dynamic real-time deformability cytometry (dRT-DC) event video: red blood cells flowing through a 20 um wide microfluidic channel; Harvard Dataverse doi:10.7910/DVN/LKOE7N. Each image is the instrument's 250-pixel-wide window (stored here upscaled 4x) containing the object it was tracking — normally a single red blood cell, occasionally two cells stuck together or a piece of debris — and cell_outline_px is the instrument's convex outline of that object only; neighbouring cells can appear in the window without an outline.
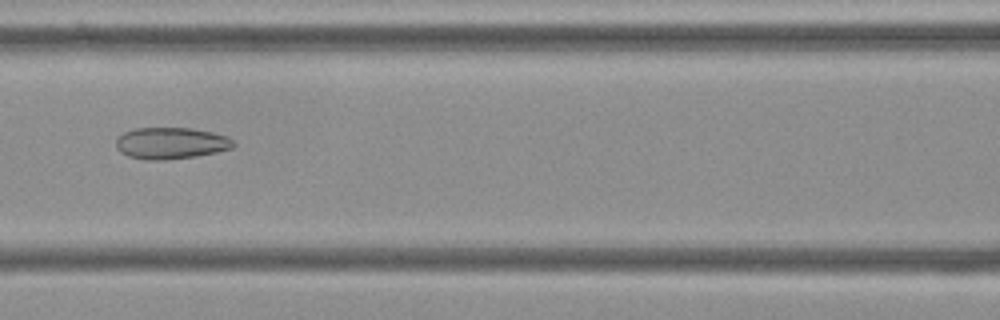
{"species": "Egyptian fruit bat (a non-hibernating species)", "species_latin": "Rousettus aegyptiacus", "temperature_condition": "cold", "stored_images_in_passage": 45, "camera_frame_rate_fps": 3000, "um_per_image_px": 0.085, "frame": {"image": 1, "passage_image": 14, "time_ms": 4.333, "image_size_px": [1000, 320], "cell_outline_px": [[236, 144], [232, 148], [216, 152], [196, 156], [164, 160], [148, 160], [128, 156], [120, 152], [116, 148], [116, 140], [124, 132], [136, 128], [192, 128], [212, 132], [228, 136]], "centroid_in_image_um": [14.53, 12.17], "position_along_channel_um": 152.1, "area_um2": 21.62}}
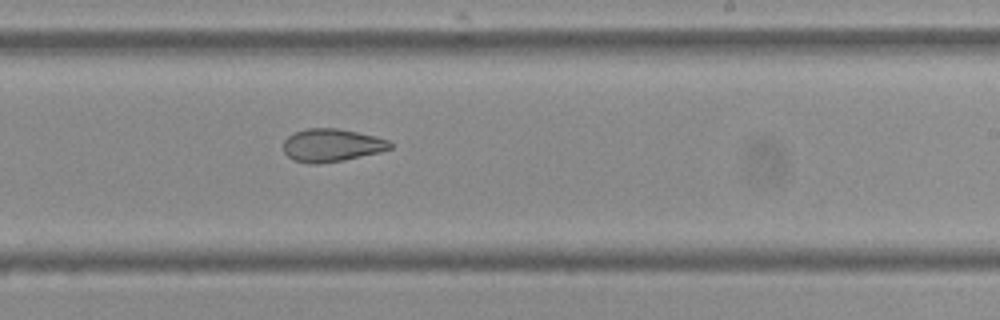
{"frame": {"image": 2, "passage_image": 23, "time_ms": 7.333, "image_size_px": [1000, 320], "cell_outline_px": [[392, 148], [380, 152], [344, 160], [316, 164], [308, 164], [292, 160], [284, 152], [284, 140], [288, 136], [296, 132], [308, 128], [336, 128], [376, 136], [388, 140], [392, 144]], "centroid_in_image_um": [28.19, 12.35], "position_along_channel_um": 260.8, "area_um2": 20.46}}
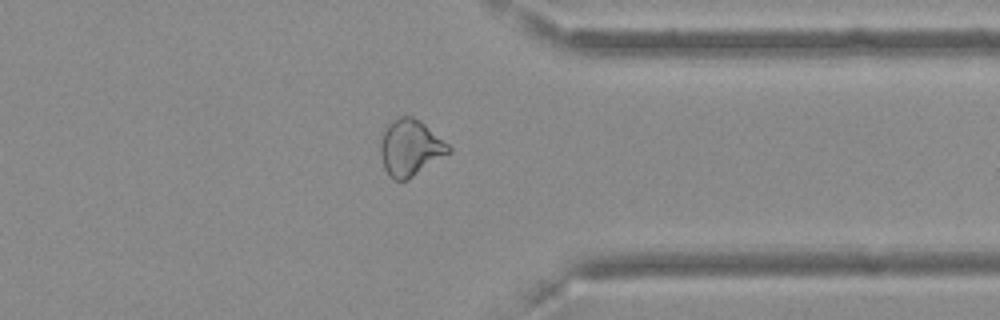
{"frame": {"image": 3, "passage_image": 33, "time_ms": 10.667, "image_size_px": [1000, 320], "cell_outline_px": [[452, 152], [408, 180], [396, 180], [388, 176], [384, 168], [380, 152], [380, 144], [384, 128], [388, 120], [400, 116], [412, 116], [420, 120], [448, 144], [452, 148]], "centroid_in_image_um": [34.86, 12.55], "position_along_channel_um": 376.5, "area_um2": 22.72}, "authors_computed_cell_mechanics": {"area_um2": 22.1952, "velocity_mm_per_s": 3.6284, "shape_relaxation_time_tau1_ms": null, "shape_relaxation_time_tau2_ms": 1.8663, "deformation_change_tau1": null, "deformation_change_tau2": 0.0801}}